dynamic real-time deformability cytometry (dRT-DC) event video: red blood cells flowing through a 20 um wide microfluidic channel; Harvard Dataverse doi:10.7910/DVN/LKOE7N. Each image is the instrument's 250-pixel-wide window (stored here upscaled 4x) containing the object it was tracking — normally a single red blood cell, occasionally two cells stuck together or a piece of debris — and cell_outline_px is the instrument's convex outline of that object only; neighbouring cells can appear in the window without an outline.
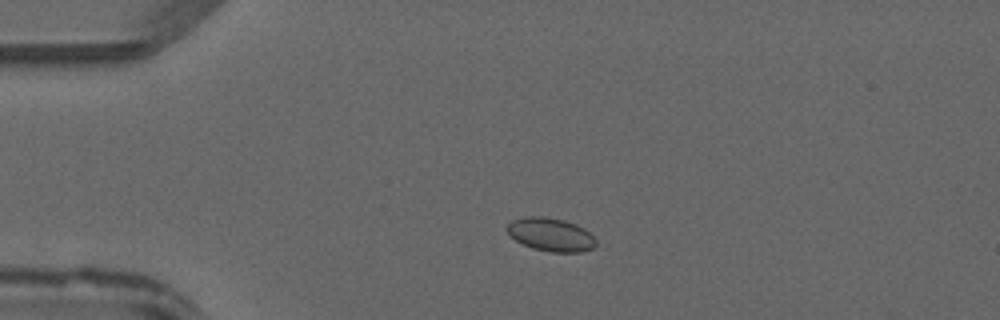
{"species": "common noctule bat (a hibernating species)", "species_latin": "Nyctalus noctula", "temperature_condition": "warm", "stored_images_in_passage": 45, "camera_frame_rate_fps": 3000, "um_per_image_px": 0.085, "animal": {"sex": "male", "forearm_length_mm": 52.5}, "frame": {"image": 1, "passage_image": 9, "time_ms": 2.667, "image_size_px": [1000, 320], "cell_outline_px": [[600, 244], [592, 248], [580, 252], [552, 252], [532, 248], [516, 240], [504, 228], [512, 220], [524, 216], [544, 216], [564, 220], [576, 224], [584, 228], [600, 240]], "centroid_in_image_um": [46.87, 19.93], "position_along_channel_um": 38.1, "area_um2": 17.57}}
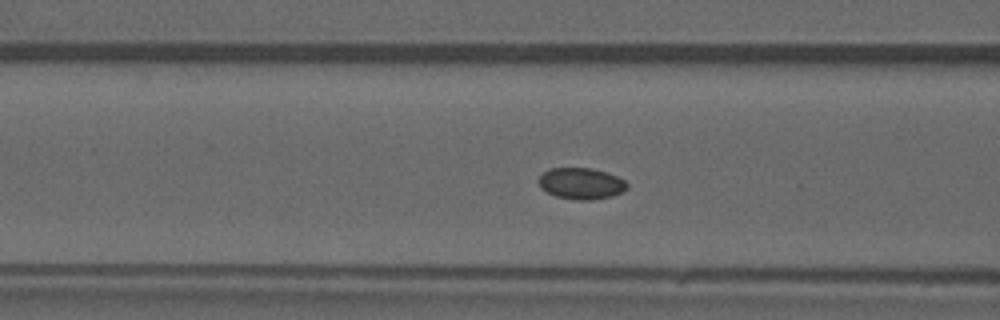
{"frame": {"image": 2, "passage_image": 17, "time_ms": 5.333, "image_size_px": [1000, 320], "cell_outline_px": [[628, 188], [612, 196], [592, 200], [576, 200], [556, 196], [540, 188], [536, 180], [548, 168], [592, 168], [616, 176], [624, 180], [628, 184]], "centroid_in_image_um": [49.36, 15.6], "position_along_channel_um": 117.2, "area_um2": 16.18}}
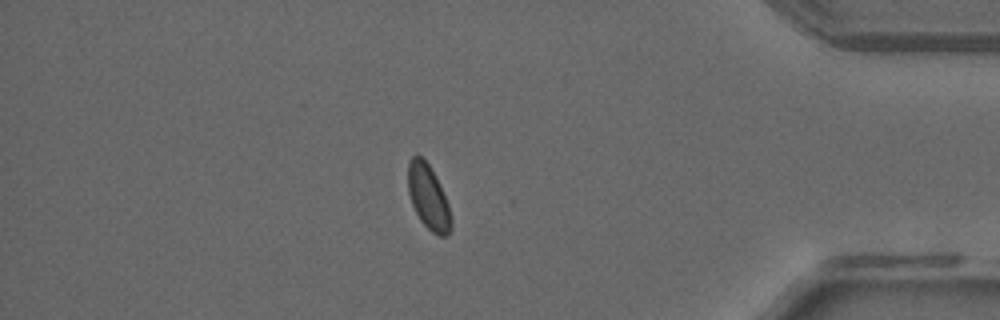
{"frame": {"image": 3, "passage_image": 39, "time_ms": 12.667, "image_size_px": [1000, 320], "cell_outline_px": [[452, 228], [448, 236], [440, 236], [432, 232], [420, 220], [412, 204], [408, 192], [408, 164], [412, 156], [416, 152], [428, 164], [448, 204], [452, 220]], "centroid_in_image_um": [36.4, 16.78], "position_along_channel_um": 398.8, "area_um2": 15.95}}